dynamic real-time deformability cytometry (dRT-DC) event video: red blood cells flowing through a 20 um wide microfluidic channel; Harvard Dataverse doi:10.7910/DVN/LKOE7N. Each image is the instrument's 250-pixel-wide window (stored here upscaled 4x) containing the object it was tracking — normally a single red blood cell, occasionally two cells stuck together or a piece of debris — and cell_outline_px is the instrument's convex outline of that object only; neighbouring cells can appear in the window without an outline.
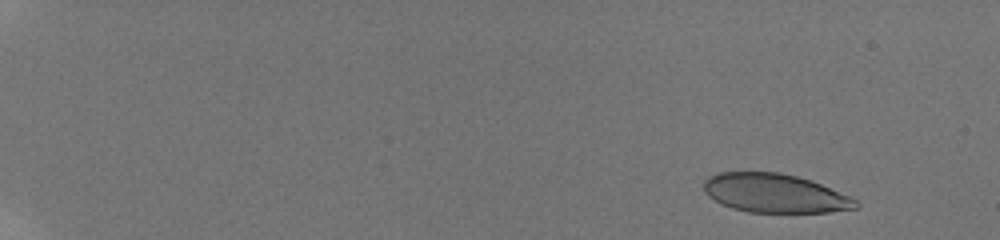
{"species": "human", "species_latin": "Homo sapiens", "temperature_condition": "room temperature", "stored_images_in_passage": 19, "camera_frame_rate_fps": 3000, "um_per_image_px": 0.085, "donor": {"sex": "male"}, "frame": {"image": 1, "passage_image": 2, "time_ms": 1.0, "image_size_px": [1000, 240], "cell_outline_px": [[860, 208], [828, 212], [748, 212], [732, 208], [720, 204], [708, 196], [704, 192], [704, 180], [708, 176], [720, 172], [780, 172], [812, 180], [852, 196], [860, 204]], "centroid_in_image_um": [65.88, 16.42], "position_along_channel_um": 19.1, "area_um2": 34.8}}
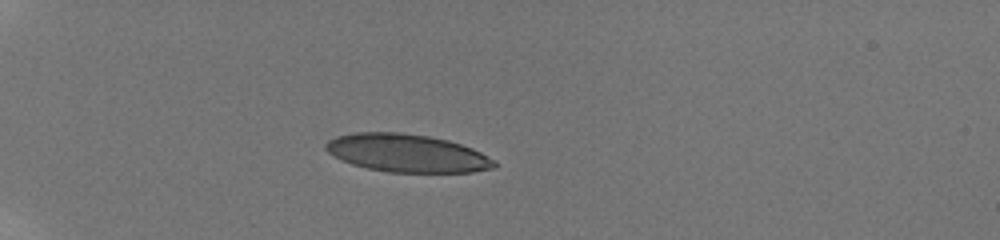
{"frame": {"image": 2, "passage_image": 13, "time_ms": 5.333, "image_size_px": [1000, 240], "cell_outline_px": [[496, 168], [472, 172], [388, 172], [368, 168], [352, 164], [328, 152], [324, 148], [324, 144], [328, 140], [336, 136], [356, 132], [400, 132], [428, 136], [448, 140], [472, 148], [496, 160]], "centroid_in_image_um": [34.61, 13.01], "position_along_channel_um": 50.4, "area_um2": 37.22}}
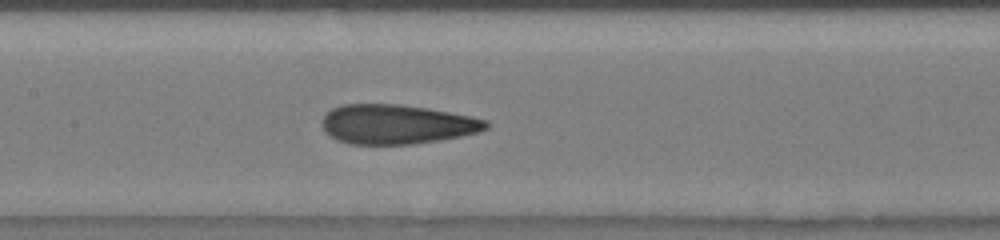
{"frame": {"image": 3, "passage_image": 19, "time_ms": 9.667, "image_size_px": [1000, 240], "cell_outline_px": [[488, 128], [476, 132], [460, 136], [440, 140], [412, 144], [348, 144], [336, 140], [324, 132], [320, 124], [324, 112], [340, 104], [400, 104], [428, 108], [472, 116], [488, 120]], "centroid_in_image_um": [33.65, 10.55], "position_along_channel_um": 173.7, "area_um2": 38.15}}